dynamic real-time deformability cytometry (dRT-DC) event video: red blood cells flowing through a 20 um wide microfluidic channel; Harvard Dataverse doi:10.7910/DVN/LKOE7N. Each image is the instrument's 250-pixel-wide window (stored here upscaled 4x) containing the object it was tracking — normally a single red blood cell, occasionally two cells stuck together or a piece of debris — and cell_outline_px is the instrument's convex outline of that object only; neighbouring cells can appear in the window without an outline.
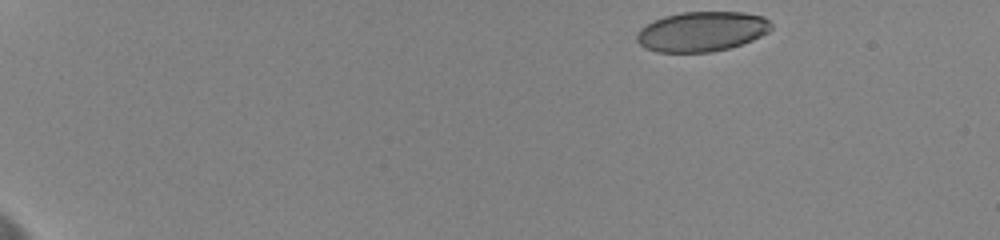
{"species": "human", "species_latin": "Homo sapiens", "temperature_condition": "cold", "stored_images_in_passage": 31, "camera_frame_rate_fps": 3000, "um_per_image_px": 0.085, "donor": {"sex": "female"}, "frame": {"image": 1, "passage_image": 1, "time_ms": 0.0, "image_size_px": [1000, 240], "cell_outline_px": [[772, 28], [768, 32], [752, 40], [728, 48], [712, 52], [656, 52], [640, 44], [636, 40], [636, 36], [640, 28], [664, 16], [684, 12], [744, 12], [764, 16], [772, 24]], "centroid_in_image_um": [59.67, 2.67], "position_along_channel_um": 25.3, "area_um2": 31.1}}
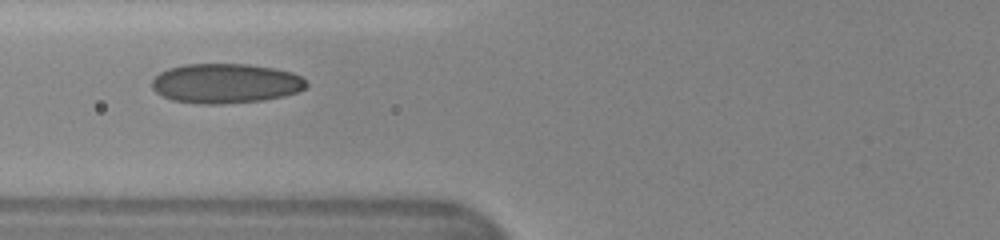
{"frame": {"image": 2, "passage_image": 13, "time_ms": 6.0, "image_size_px": [1000, 240], "cell_outline_px": [[308, 84], [304, 88], [296, 92], [284, 96], [264, 100], [224, 104], [204, 104], [172, 100], [156, 92], [152, 88], [152, 80], [160, 72], [168, 68], [184, 64], [248, 64], [272, 68], [292, 72], [300, 76]], "centroid_in_image_um": [19.16, 7.09], "position_along_channel_um": 106.6, "area_um2": 35.66}}
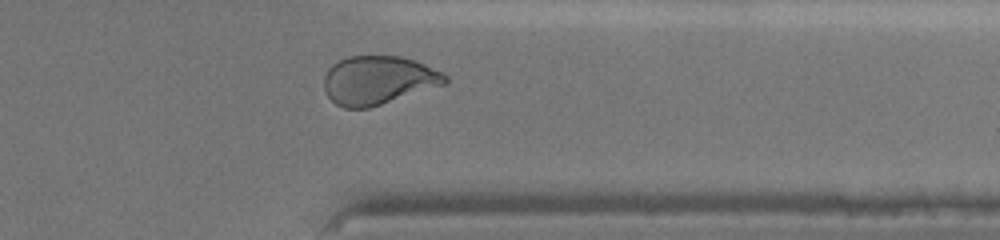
{"frame": {"image": 3, "passage_image": 29, "time_ms": 13.667, "image_size_px": [1000, 240], "cell_outline_px": [[448, 80], [444, 84], [368, 108], [344, 108], [336, 104], [328, 96], [324, 88], [324, 76], [328, 68], [332, 64], [348, 56], [400, 56], [424, 64], [448, 76]], "centroid_in_image_um": [32.1, 6.81], "position_along_channel_um": 379.3, "area_um2": 33.87}, "authors_computed_cell_mechanics": {"area_um2": 33.7552, "velocity_mm_per_s": 3.5458, "shape_relaxation_time_tau1_ms": 10.4956, "shape_relaxation_time_tau2_ms": 0.8394, "deformation_change_tau1": 0.2152, "deformation_change_tau2": 0.0457}}